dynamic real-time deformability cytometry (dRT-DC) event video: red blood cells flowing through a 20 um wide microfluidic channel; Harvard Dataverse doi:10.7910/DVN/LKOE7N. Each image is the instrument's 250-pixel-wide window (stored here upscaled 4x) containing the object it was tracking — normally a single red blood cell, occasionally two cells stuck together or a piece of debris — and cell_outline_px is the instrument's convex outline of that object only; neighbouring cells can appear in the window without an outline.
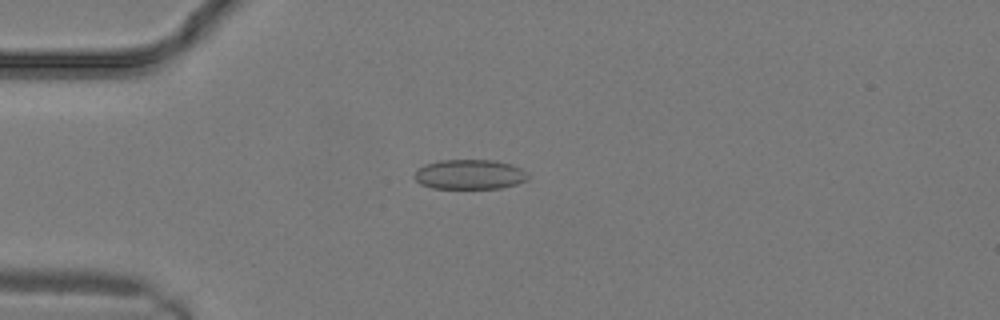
{"species": "common noctule bat (a hibernating species)", "species_latin": "Nyctalus noctula", "temperature_condition": "warm", "stored_images_in_passage": 19, "camera_frame_rate_fps": 3000, "um_per_image_px": 0.085, "animal": {"sex": "male", "body_mass_g": 19.2, "forearm_length_mm": 51.8}, "frame": {"image": 1, "passage_image": 7, "time_ms": 2.0, "image_size_px": [1000, 320], "cell_outline_px": [[532, 176], [528, 180], [516, 184], [500, 188], [432, 188], [420, 184], [412, 176], [416, 168], [424, 164], [440, 160], [496, 160], [512, 164], [528, 172]], "centroid_in_image_um": [39.92, 14.82], "position_along_channel_um": 45.1, "area_um2": 20.11}}
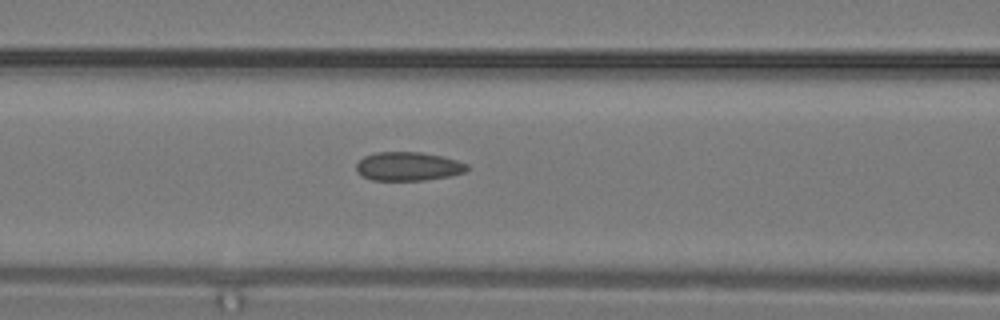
{"frame": {"image": 2, "passage_image": 11, "time_ms": 3.333, "image_size_px": [1000, 320], "cell_outline_px": [[472, 168], [464, 172], [448, 176], [424, 180], [372, 180], [360, 176], [356, 172], [356, 164], [364, 156], [376, 152], [420, 152], [440, 156], [456, 160], [468, 164]], "centroid_in_image_um": [34.67, 14.14], "position_along_channel_um": 131.9, "area_um2": 18.61}}
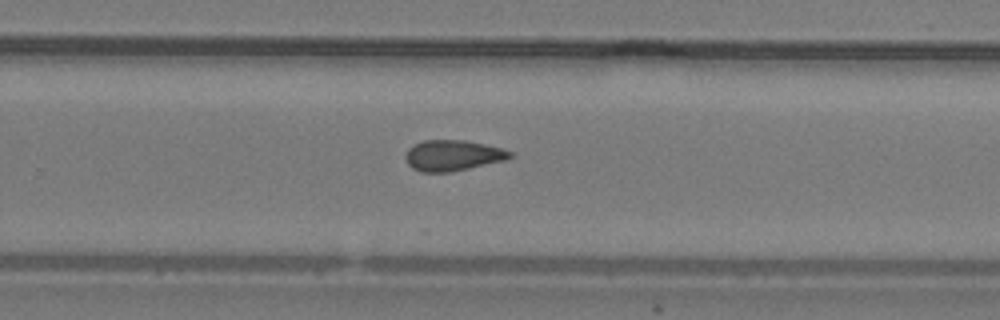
{"frame": {"image": 3, "passage_image": 17, "time_ms": 5.333, "image_size_px": [1000, 320], "cell_outline_px": [[512, 156], [504, 160], [452, 172], [420, 172], [412, 168], [408, 164], [404, 156], [408, 148], [424, 140], [464, 140], [504, 148], [512, 152]], "centroid_in_image_um": [38.47, 13.21], "position_along_channel_um": 291.3, "area_um2": 18.73}}